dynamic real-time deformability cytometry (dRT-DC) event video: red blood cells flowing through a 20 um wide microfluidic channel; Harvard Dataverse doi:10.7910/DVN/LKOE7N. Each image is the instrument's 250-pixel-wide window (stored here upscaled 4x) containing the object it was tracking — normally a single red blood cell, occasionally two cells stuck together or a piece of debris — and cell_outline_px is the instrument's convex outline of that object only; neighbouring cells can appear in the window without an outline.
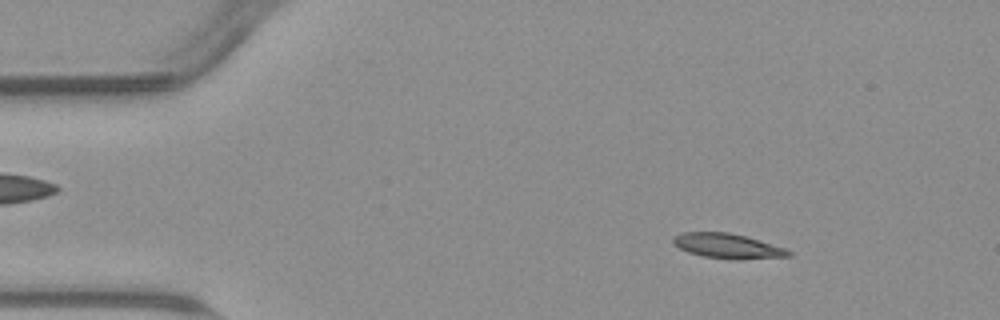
{"species": "common noctule bat (a hibernating species)", "species_latin": "Nyctalus noctula", "temperature_condition": "warm", "stored_images_in_passage": 54, "camera_frame_rate_fps": 3000, "um_per_image_px": 0.085, "animal": {"sex": "male", "body_mass_g": 23.1, "forearm_length_mm": 52.7}, "frame": {"image": 1, "passage_image": 7, "time_ms": 2.0, "image_size_px": [1000, 320], "cell_outline_px": [[792, 256], [740, 260], [704, 256], [688, 252], [680, 248], [672, 240], [672, 236], [684, 232], [728, 232], [748, 236], [784, 248], [792, 252]], "centroid_in_image_um": [61.88, 20.9], "position_along_channel_um": 23.1, "area_um2": 16.7}}
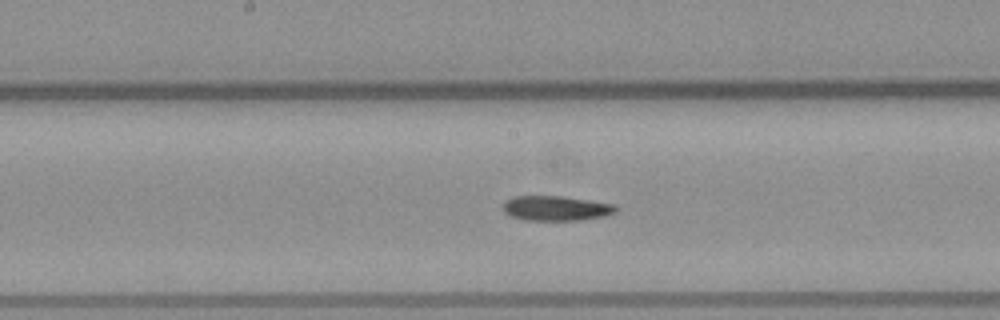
{"frame": {"image": 2, "passage_image": 27, "time_ms": 8.667, "image_size_px": [1000, 320], "cell_outline_px": [[616, 212], [604, 216], [580, 220], [524, 220], [512, 216], [504, 212], [504, 200], [512, 196], [564, 196], [616, 204]], "centroid_in_image_um": [47.26, 17.69], "position_along_channel_um": 200.9, "area_um2": 16.42}}
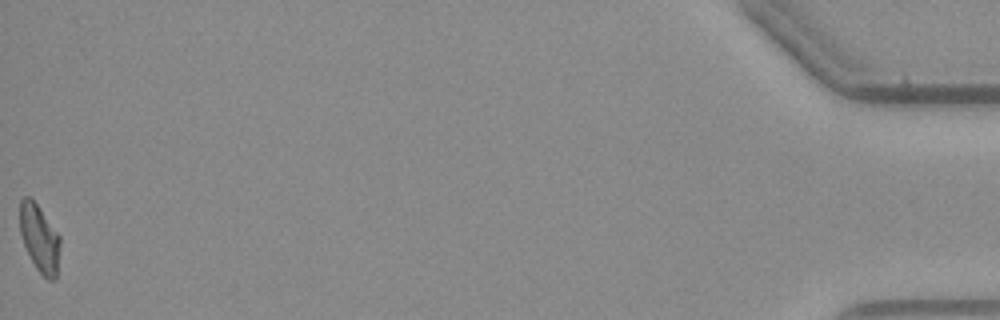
{"frame": {"image": 3, "passage_image": 54, "time_ms": 17.667, "image_size_px": [1000, 320], "cell_outline_px": [[60, 244], [56, 280], [48, 280], [36, 268], [24, 244], [20, 232], [20, 200], [24, 196], [28, 196], [36, 204], [60, 236]], "centroid_in_image_um": [3.36, 20.27], "position_along_channel_um": 431.8, "area_um2": 15.49}}